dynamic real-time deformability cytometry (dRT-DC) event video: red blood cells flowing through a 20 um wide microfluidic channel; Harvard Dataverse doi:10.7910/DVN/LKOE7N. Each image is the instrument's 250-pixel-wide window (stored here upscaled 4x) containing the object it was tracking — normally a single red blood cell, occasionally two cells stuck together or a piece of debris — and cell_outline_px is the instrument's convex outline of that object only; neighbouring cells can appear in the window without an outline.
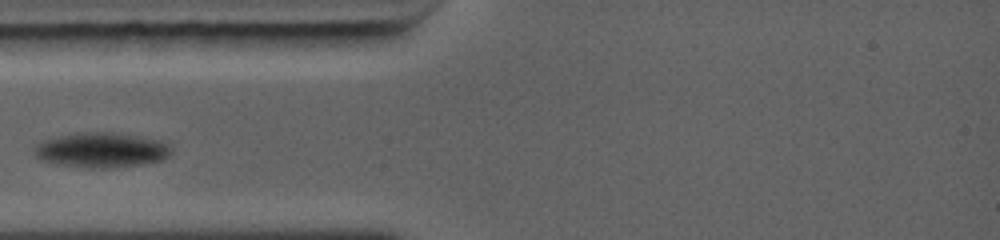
{"species": "common noctule bat (a hibernating species)", "species_latin": "Nyctalus noctula", "temperature_condition": "warm", "stored_images_in_passage": 1, "camera_frame_rate_fps": 5000, "um_per_image_px": 0.085, "animal": {"sex": "female", "body_mass_g": 19.0, "forearm_length_mm": 56.7}, "frame": {"image": 1, "passage_image": 1, "time_ms": 0.0, "image_size_px": [1000, 240], "cell_outline_px": [[172, 152], [164, 160], [144, 164], [108, 168], [84, 168], [56, 164], [40, 160], [32, 152], [32, 148], [44, 140], [60, 136], [96, 132], [100, 132], [156, 140], [164, 144]], "centroid_in_image_um": [8.54, 12.81], "position_along_channel_um": 76.5, "area_um2": 27.17}}